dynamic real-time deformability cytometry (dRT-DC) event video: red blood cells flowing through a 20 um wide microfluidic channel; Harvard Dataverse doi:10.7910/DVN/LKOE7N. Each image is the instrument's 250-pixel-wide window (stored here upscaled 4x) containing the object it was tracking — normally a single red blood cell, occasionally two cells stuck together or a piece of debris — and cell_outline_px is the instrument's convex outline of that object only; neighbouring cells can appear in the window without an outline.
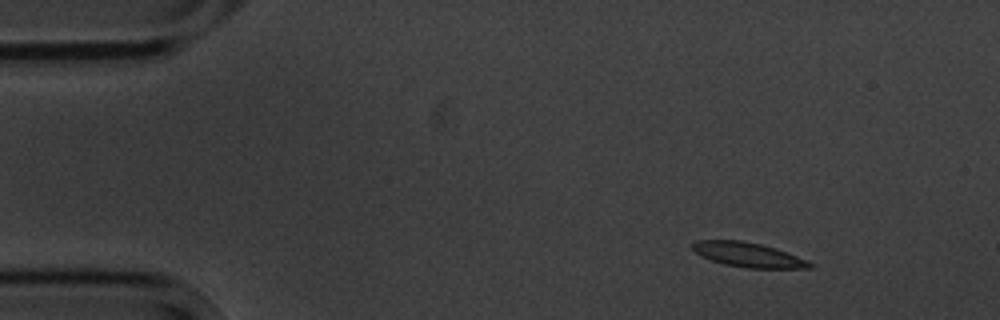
{"species": "common noctule bat (a hibernating species)", "species_latin": "Nyctalus noctula", "temperature_condition": "cold", "stored_images_in_passage": 9, "camera_frame_rate_fps": 3000, "um_per_image_px": 0.085, "animal": {"sex": "male", "body_mass_g": 20.1, "forearm_length_mm": 53.5}, "frame": {"image": 1, "passage_image": 1, "time_ms": 0.0, "image_size_px": [1000, 320], "cell_outline_px": [[816, 268], [748, 268], [724, 264], [700, 256], [692, 248], [692, 244], [696, 240], [740, 240], [760, 244], [776, 248], [808, 260], [816, 264]], "centroid_in_image_um": [63.65, 21.66], "position_along_channel_um": 21.4, "area_um2": 16.88}}
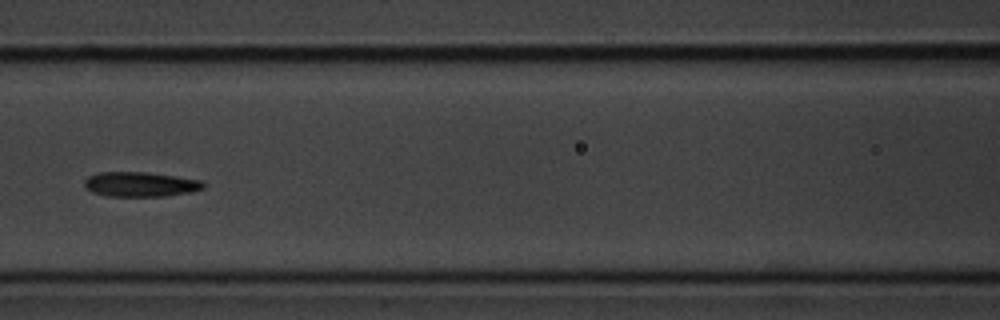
{"frame": {"image": 2, "passage_image": 6, "time_ms": 6.0, "image_size_px": [1000, 320], "cell_outline_px": [[204, 188], [192, 192], [164, 196], [108, 196], [92, 192], [84, 188], [84, 180], [88, 176], [100, 172], [144, 172], [176, 176], [200, 180], [204, 184]], "centroid_in_image_um": [11.9, 15.67], "position_along_channel_um": 154.7, "area_um2": 17.17}}
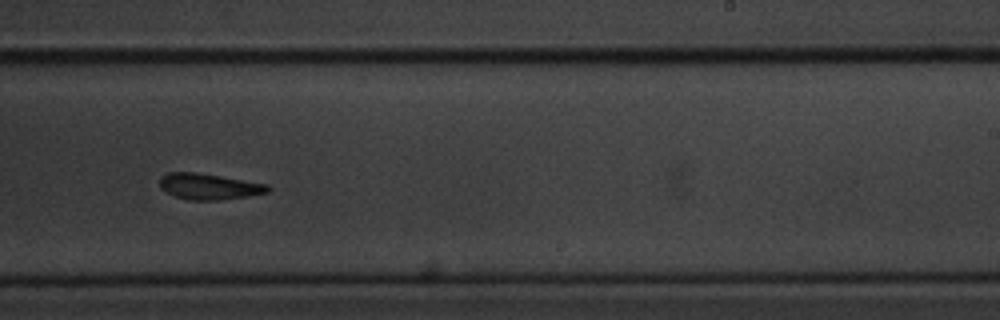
{"frame": {"image": 3, "passage_image": 9, "time_ms": 9.333, "image_size_px": [1000, 320], "cell_outline_px": [[272, 188], [268, 192], [244, 196], [216, 200], [188, 200], [176, 196], [160, 188], [160, 176], [168, 172], [196, 172], [268, 184]], "centroid_in_image_um": [17.74, 15.84], "position_along_channel_um": 271.3, "area_um2": 16.18}}